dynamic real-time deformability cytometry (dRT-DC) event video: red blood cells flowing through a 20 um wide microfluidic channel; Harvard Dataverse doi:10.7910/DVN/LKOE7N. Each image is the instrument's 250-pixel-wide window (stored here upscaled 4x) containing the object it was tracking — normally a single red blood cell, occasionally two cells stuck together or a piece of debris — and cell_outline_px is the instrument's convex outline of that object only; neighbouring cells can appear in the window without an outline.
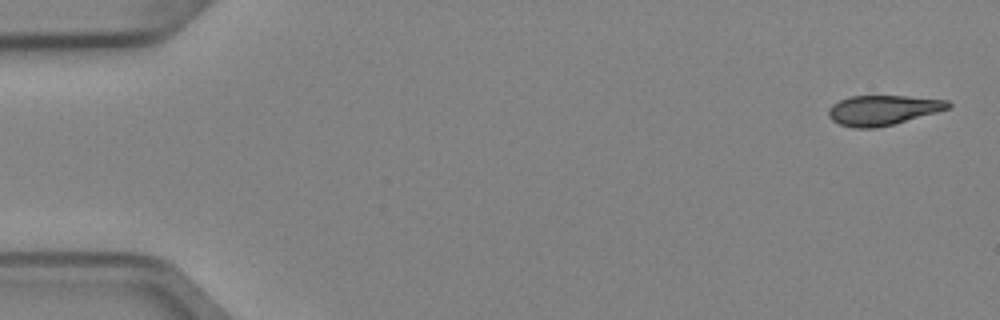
{"species": "Egyptian fruit bat (a non-hibernating species)", "species_latin": "Rousettus aegyptiacus", "temperature_condition": "cold", "stored_images_in_passage": 6, "segment_of_instrument_passage": [1, 2], "camera_frame_rate_fps": 3000, "um_per_image_px": 0.085, "animal": {"sex": "female"}, "frame": {"image": 1, "passage_image": 1, "time_ms": 0.0, "image_size_px": [1000, 320], "cell_outline_px": [[952, 104], [948, 108], [936, 112], [892, 124], [876, 128], [856, 128], [840, 124], [832, 120], [828, 116], [828, 108], [832, 104], [848, 96], [908, 96], [948, 100]], "centroid_in_image_um": [75.0, 9.35], "position_along_channel_um": 10.0, "area_um2": 20.69}}
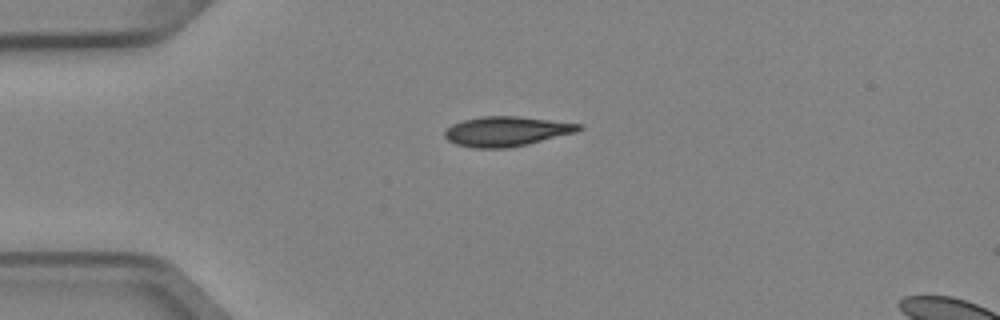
{"frame": {"image": 2, "passage_image": 4, "time_ms": 1.0, "image_size_px": [1000, 320], "cell_outline_px": [[584, 128], [576, 132], [528, 144], [508, 148], [476, 148], [456, 144], [448, 140], [444, 136], [444, 132], [452, 124], [464, 120], [484, 116], [516, 116], [584, 124]], "centroid_in_image_um": [43.07, 11.16], "position_along_channel_um": 41.9, "area_um2": 23.18}}